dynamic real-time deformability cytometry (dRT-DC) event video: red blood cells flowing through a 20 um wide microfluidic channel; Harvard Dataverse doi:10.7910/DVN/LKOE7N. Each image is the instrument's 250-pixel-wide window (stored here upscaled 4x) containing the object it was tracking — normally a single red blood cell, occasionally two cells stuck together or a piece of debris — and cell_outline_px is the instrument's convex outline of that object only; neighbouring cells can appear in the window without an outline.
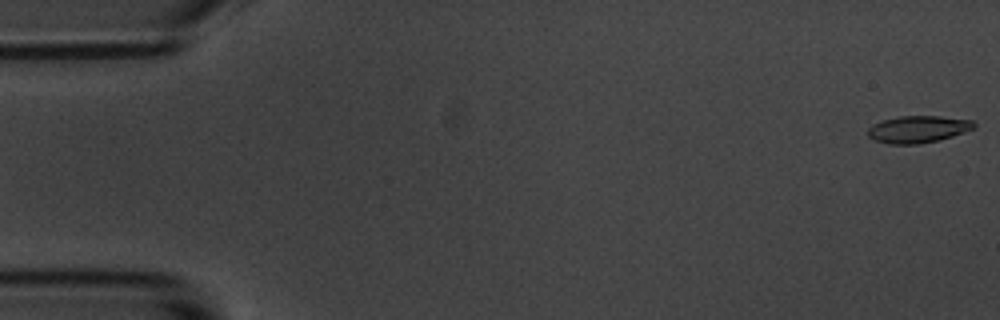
{"species": "common noctule bat (a hibernating species)", "species_latin": "Nyctalus noctula", "temperature_condition": "room temperature", "stored_images_in_passage": 5, "camera_frame_rate_fps": 3000, "um_per_image_px": 0.085, "animal": {"sex": "male", "body_mass_g": 20.1, "forearm_length_mm": 53.5}, "frame": {"image": 1, "passage_image": 1, "time_ms": 0.0, "image_size_px": [1000, 320], "cell_outline_px": [[976, 128], [952, 136], [920, 144], [888, 144], [876, 140], [868, 136], [868, 128], [872, 124], [884, 120], [900, 116], [940, 116], [972, 120], [976, 124]], "centroid_in_image_um": [78.04, 10.98], "position_along_channel_um": 7.0, "area_um2": 16.65}}